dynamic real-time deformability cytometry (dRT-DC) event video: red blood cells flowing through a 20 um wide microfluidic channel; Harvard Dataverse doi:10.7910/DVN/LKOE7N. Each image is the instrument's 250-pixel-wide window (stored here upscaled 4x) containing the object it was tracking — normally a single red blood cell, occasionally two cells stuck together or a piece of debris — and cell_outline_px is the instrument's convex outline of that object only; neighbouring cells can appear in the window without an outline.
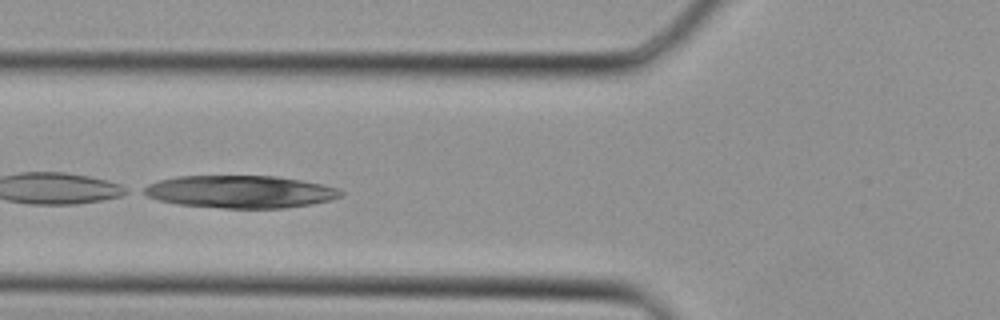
{"species": "Egyptian fruit bat (a non-hibernating species)", "species_latin": "Rousettus aegyptiacus", "temperature_condition": "cold", "stored_images_in_passage": 25, "camera_frame_rate_fps": 3000, "um_per_image_px": 0.085, "animal": {"sex": "female"}, "frame": {"image": 1, "passage_image": 12, "time_ms": 3.667, "image_size_px": [1000, 320], "cell_outline_px": [[344, 196], [312, 204], [284, 208], [224, 208], [176, 204], [156, 200], [140, 192], [140, 188], [148, 184], [160, 180], [176, 176], [276, 176], [300, 180], [320, 184], [336, 188], [344, 192]], "centroid_in_image_um": [20.36, 16.3], "position_along_channel_um": 105.4, "area_um2": 37.45}}
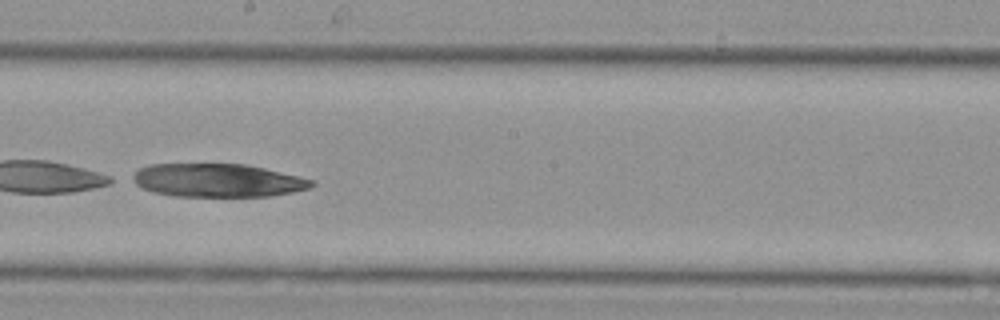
{"frame": {"image": 2, "passage_image": 19, "time_ms": 6.0, "image_size_px": [1000, 320], "cell_outline_px": [[316, 184], [312, 188], [272, 196], [176, 196], [152, 192], [128, 180], [128, 176], [140, 168], [148, 164], [244, 164], [264, 168], [316, 180]], "centroid_in_image_um": [18.48, 15.33], "position_along_channel_um": 229.7, "area_um2": 35.08}}
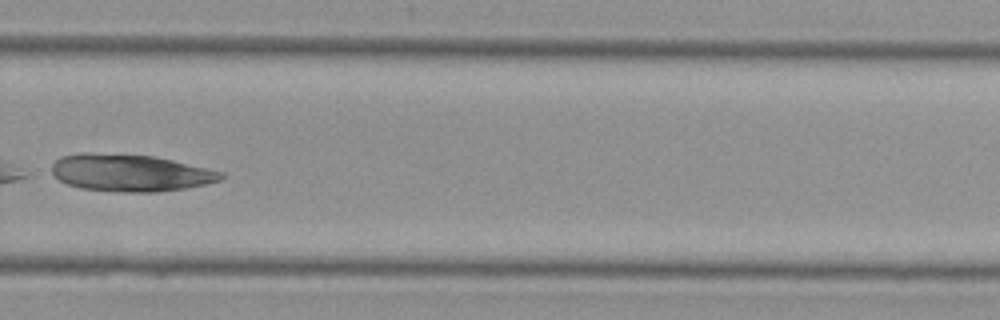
{"frame": {"image": 3, "passage_image": 24, "time_ms": 7.667, "image_size_px": [1000, 320], "cell_outline_px": [[224, 176], [220, 180], [204, 184], [184, 188], [156, 192], [120, 192], [80, 188], [68, 184], [60, 180], [52, 172], [52, 164], [60, 156], [80, 152], [92, 152], [156, 156], [208, 168], [224, 172]], "centroid_in_image_um": [11.06, 14.67], "position_along_channel_um": 318.7, "area_um2": 36.76}}